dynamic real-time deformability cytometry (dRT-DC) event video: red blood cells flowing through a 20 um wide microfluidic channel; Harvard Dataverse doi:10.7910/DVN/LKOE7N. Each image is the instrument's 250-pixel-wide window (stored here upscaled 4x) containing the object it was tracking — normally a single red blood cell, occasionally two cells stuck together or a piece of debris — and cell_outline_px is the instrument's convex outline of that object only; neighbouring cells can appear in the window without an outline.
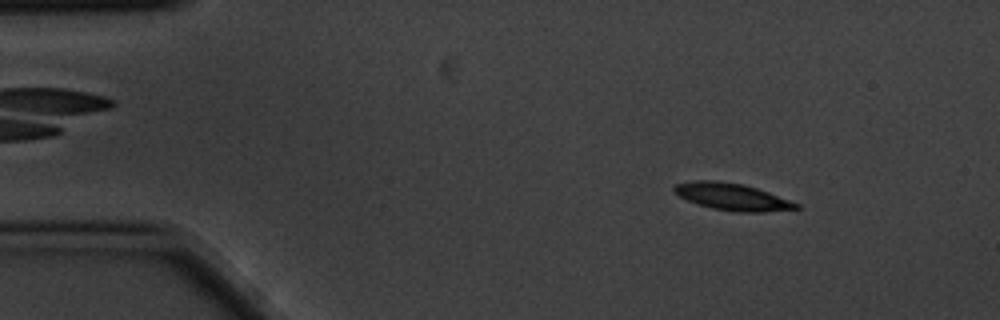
{"species": "common noctule bat (a hibernating species)", "species_latin": "Nyctalus noctula", "temperature_condition": "cold", "stored_images_in_passage": 6, "camera_frame_rate_fps": 3000, "um_per_image_px": 0.085, "animal": {"sex": "male", "body_mass_g": 20.1, "forearm_length_mm": 53.5}, "frame": {"image": 1, "passage_image": 2, "time_ms": 0.333, "image_size_px": [1000, 320], "cell_outline_px": [[800, 208], [764, 212], [740, 212], [712, 208], [688, 200], [680, 196], [672, 188], [676, 184], [692, 180], [720, 180], [744, 184], [768, 192], [800, 204]], "centroid_in_image_um": [62.24, 16.71], "position_along_channel_um": 22.8, "area_um2": 19.02}}
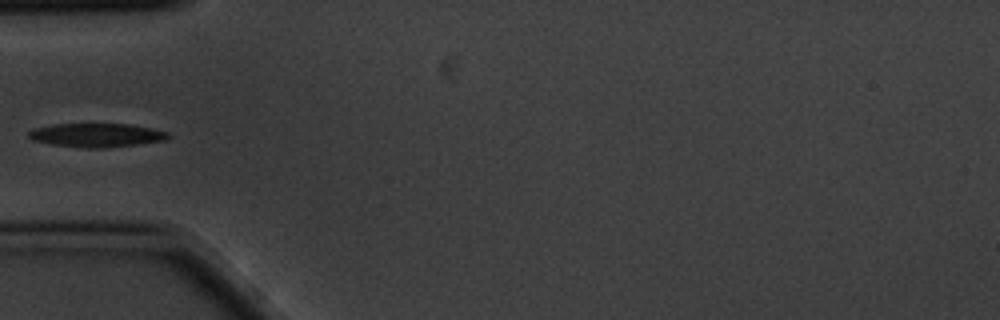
{"frame": {"image": 2, "passage_image": 5, "time_ms": 1.333, "image_size_px": [1000, 320], "cell_outline_px": [[172, 136], [164, 140], [136, 144], [104, 148], [88, 148], [52, 144], [32, 140], [28, 136], [28, 132], [32, 128], [52, 124], [132, 124], [152, 128], [168, 132]], "centroid_in_image_um": [8.2, 11.48], "position_along_channel_um": 76.8, "area_um2": 19.31}}